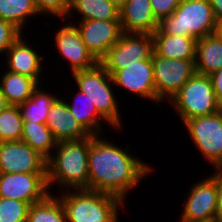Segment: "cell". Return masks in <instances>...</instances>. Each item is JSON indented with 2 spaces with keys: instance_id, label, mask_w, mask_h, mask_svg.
<instances>
[{
  "instance_id": "cell-1",
  "label": "cell",
  "mask_w": 222,
  "mask_h": 222,
  "mask_svg": "<svg viewBox=\"0 0 222 222\" xmlns=\"http://www.w3.org/2000/svg\"><path fill=\"white\" fill-rule=\"evenodd\" d=\"M110 141L91 135L88 190L108 193L124 202L128 192L149 176L153 167L133 157L129 146L123 149Z\"/></svg>"
},
{
  "instance_id": "cell-2",
  "label": "cell",
  "mask_w": 222,
  "mask_h": 222,
  "mask_svg": "<svg viewBox=\"0 0 222 222\" xmlns=\"http://www.w3.org/2000/svg\"><path fill=\"white\" fill-rule=\"evenodd\" d=\"M90 144L91 136L83 140L57 143L55 153L53 152L46 161L49 190H51L50 186L52 184L56 185V183V186H62V191L88 190V154Z\"/></svg>"
},
{
  "instance_id": "cell-3",
  "label": "cell",
  "mask_w": 222,
  "mask_h": 222,
  "mask_svg": "<svg viewBox=\"0 0 222 222\" xmlns=\"http://www.w3.org/2000/svg\"><path fill=\"white\" fill-rule=\"evenodd\" d=\"M57 196L67 222H120L118 209L124 208L125 203L117 196L87 189L67 190Z\"/></svg>"
},
{
  "instance_id": "cell-4",
  "label": "cell",
  "mask_w": 222,
  "mask_h": 222,
  "mask_svg": "<svg viewBox=\"0 0 222 222\" xmlns=\"http://www.w3.org/2000/svg\"><path fill=\"white\" fill-rule=\"evenodd\" d=\"M216 23L210 0H183L171 15L159 22L158 30L198 40L214 34Z\"/></svg>"
},
{
  "instance_id": "cell-5",
  "label": "cell",
  "mask_w": 222,
  "mask_h": 222,
  "mask_svg": "<svg viewBox=\"0 0 222 222\" xmlns=\"http://www.w3.org/2000/svg\"><path fill=\"white\" fill-rule=\"evenodd\" d=\"M77 87L84 92L96 106L98 113L113 129L120 130L121 123L118 101L114 96L111 75L98 62L93 68L72 73ZM112 84V85H111ZM112 86V88H111Z\"/></svg>"
},
{
  "instance_id": "cell-6",
  "label": "cell",
  "mask_w": 222,
  "mask_h": 222,
  "mask_svg": "<svg viewBox=\"0 0 222 222\" xmlns=\"http://www.w3.org/2000/svg\"><path fill=\"white\" fill-rule=\"evenodd\" d=\"M177 115L185 123L187 120L215 114L222 110L218 102L210 75L195 73L171 98Z\"/></svg>"
},
{
  "instance_id": "cell-7",
  "label": "cell",
  "mask_w": 222,
  "mask_h": 222,
  "mask_svg": "<svg viewBox=\"0 0 222 222\" xmlns=\"http://www.w3.org/2000/svg\"><path fill=\"white\" fill-rule=\"evenodd\" d=\"M195 147L215 170H222V110L184 123Z\"/></svg>"
},
{
  "instance_id": "cell-8",
  "label": "cell",
  "mask_w": 222,
  "mask_h": 222,
  "mask_svg": "<svg viewBox=\"0 0 222 222\" xmlns=\"http://www.w3.org/2000/svg\"><path fill=\"white\" fill-rule=\"evenodd\" d=\"M153 52L152 34L123 33L99 63L111 75L117 70L126 68V65L152 60Z\"/></svg>"
},
{
  "instance_id": "cell-9",
  "label": "cell",
  "mask_w": 222,
  "mask_h": 222,
  "mask_svg": "<svg viewBox=\"0 0 222 222\" xmlns=\"http://www.w3.org/2000/svg\"><path fill=\"white\" fill-rule=\"evenodd\" d=\"M156 103L171 98L196 73L195 60L168 59L152 54Z\"/></svg>"
},
{
  "instance_id": "cell-10",
  "label": "cell",
  "mask_w": 222,
  "mask_h": 222,
  "mask_svg": "<svg viewBox=\"0 0 222 222\" xmlns=\"http://www.w3.org/2000/svg\"><path fill=\"white\" fill-rule=\"evenodd\" d=\"M49 192L46 173H0V197L33 205Z\"/></svg>"
},
{
  "instance_id": "cell-11",
  "label": "cell",
  "mask_w": 222,
  "mask_h": 222,
  "mask_svg": "<svg viewBox=\"0 0 222 222\" xmlns=\"http://www.w3.org/2000/svg\"><path fill=\"white\" fill-rule=\"evenodd\" d=\"M181 213V222H209L215 219L217 178L212 174L190 187Z\"/></svg>"
},
{
  "instance_id": "cell-12",
  "label": "cell",
  "mask_w": 222,
  "mask_h": 222,
  "mask_svg": "<svg viewBox=\"0 0 222 222\" xmlns=\"http://www.w3.org/2000/svg\"><path fill=\"white\" fill-rule=\"evenodd\" d=\"M74 25L87 50L98 62L123 34L120 20H82L78 26Z\"/></svg>"
},
{
  "instance_id": "cell-13",
  "label": "cell",
  "mask_w": 222,
  "mask_h": 222,
  "mask_svg": "<svg viewBox=\"0 0 222 222\" xmlns=\"http://www.w3.org/2000/svg\"><path fill=\"white\" fill-rule=\"evenodd\" d=\"M46 161L23 141L0 142V173H46Z\"/></svg>"
},
{
  "instance_id": "cell-14",
  "label": "cell",
  "mask_w": 222,
  "mask_h": 222,
  "mask_svg": "<svg viewBox=\"0 0 222 222\" xmlns=\"http://www.w3.org/2000/svg\"><path fill=\"white\" fill-rule=\"evenodd\" d=\"M55 33V45L63 59H67L71 72L93 68L98 61L87 50L80 32L74 24L63 25Z\"/></svg>"
},
{
  "instance_id": "cell-15",
  "label": "cell",
  "mask_w": 222,
  "mask_h": 222,
  "mask_svg": "<svg viewBox=\"0 0 222 222\" xmlns=\"http://www.w3.org/2000/svg\"><path fill=\"white\" fill-rule=\"evenodd\" d=\"M111 78L114 86L156 102L152 60L126 65V68L113 72Z\"/></svg>"
},
{
  "instance_id": "cell-16",
  "label": "cell",
  "mask_w": 222,
  "mask_h": 222,
  "mask_svg": "<svg viewBox=\"0 0 222 222\" xmlns=\"http://www.w3.org/2000/svg\"><path fill=\"white\" fill-rule=\"evenodd\" d=\"M46 125L57 142L83 140L91 134L71 114L67 103L57 98L50 107Z\"/></svg>"
},
{
  "instance_id": "cell-17",
  "label": "cell",
  "mask_w": 222,
  "mask_h": 222,
  "mask_svg": "<svg viewBox=\"0 0 222 222\" xmlns=\"http://www.w3.org/2000/svg\"><path fill=\"white\" fill-rule=\"evenodd\" d=\"M119 19L123 33L153 34L159 26L150 0H127L119 8Z\"/></svg>"
},
{
  "instance_id": "cell-18",
  "label": "cell",
  "mask_w": 222,
  "mask_h": 222,
  "mask_svg": "<svg viewBox=\"0 0 222 222\" xmlns=\"http://www.w3.org/2000/svg\"><path fill=\"white\" fill-rule=\"evenodd\" d=\"M29 42L21 35L6 51L7 71L28 76L35 79L38 83L43 78L42 60L43 57L28 45Z\"/></svg>"
},
{
  "instance_id": "cell-19",
  "label": "cell",
  "mask_w": 222,
  "mask_h": 222,
  "mask_svg": "<svg viewBox=\"0 0 222 222\" xmlns=\"http://www.w3.org/2000/svg\"><path fill=\"white\" fill-rule=\"evenodd\" d=\"M153 35L154 53L162 58L195 60L196 42L193 37L161 33L158 29Z\"/></svg>"
},
{
  "instance_id": "cell-20",
  "label": "cell",
  "mask_w": 222,
  "mask_h": 222,
  "mask_svg": "<svg viewBox=\"0 0 222 222\" xmlns=\"http://www.w3.org/2000/svg\"><path fill=\"white\" fill-rule=\"evenodd\" d=\"M222 68V41L214 34L197 40L195 51V71L211 75Z\"/></svg>"
},
{
  "instance_id": "cell-21",
  "label": "cell",
  "mask_w": 222,
  "mask_h": 222,
  "mask_svg": "<svg viewBox=\"0 0 222 222\" xmlns=\"http://www.w3.org/2000/svg\"><path fill=\"white\" fill-rule=\"evenodd\" d=\"M0 78L2 93L9 105L25 103L33 92L41 85L35 79L28 76L5 71Z\"/></svg>"
},
{
  "instance_id": "cell-22",
  "label": "cell",
  "mask_w": 222,
  "mask_h": 222,
  "mask_svg": "<svg viewBox=\"0 0 222 222\" xmlns=\"http://www.w3.org/2000/svg\"><path fill=\"white\" fill-rule=\"evenodd\" d=\"M82 17L81 20H120L119 8L109 0H69V11L66 16L69 20L75 11ZM73 12V13H72Z\"/></svg>"
},
{
  "instance_id": "cell-23",
  "label": "cell",
  "mask_w": 222,
  "mask_h": 222,
  "mask_svg": "<svg viewBox=\"0 0 222 222\" xmlns=\"http://www.w3.org/2000/svg\"><path fill=\"white\" fill-rule=\"evenodd\" d=\"M76 94L73 104L65 101L71 114L91 135H101V124L103 122L107 124V121L98 113L96 106L84 92L79 90V93Z\"/></svg>"
},
{
  "instance_id": "cell-24",
  "label": "cell",
  "mask_w": 222,
  "mask_h": 222,
  "mask_svg": "<svg viewBox=\"0 0 222 222\" xmlns=\"http://www.w3.org/2000/svg\"><path fill=\"white\" fill-rule=\"evenodd\" d=\"M21 141L28 144L46 160L52 155L58 143L46 124L29 121H23Z\"/></svg>"
},
{
  "instance_id": "cell-25",
  "label": "cell",
  "mask_w": 222,
  "mask_h": 222,
  "mask_svg": "<svg viewBox=\"0 0 222 222\" xmlns=\"http://www.w3.org/2000/svg\"><path fill=\"white\" fill-rule=\"evenodd\" d=\"M56 99L57 95H50V93L44 92L43 89L38 87L31 98L18 105L23 121L46 124L50 107Z\"/></svg>"
},
{
  "instance_id": "cell-26",
  "label": "cell",
  "mask_w": 222,
  "mask_h": 222,
  "mask_svg": "<svg viewBox=\"0 0 222 222\" xmlns=\"http://www.w3.org/2000/svg\"><path fill=\"white\" fill-rule=\"evenodd\" d=\"M50 193L45 199L30 205L27 222H67V216L59 197Z\"/></svg>"
},
{
  "instance_id": "cell-27",
  "label": "cell",
  "mask_w": 222,
  "mask_h": 222,
  "mask_svg": "<svg viewBox=\"0 0 222 222\" xmlns=\"http://www.w3.org/2000/svg\"><path fill=\"white\" fill-rule=\"evenodd\" d=\"M39 15L34 0H0V18L23 31L30 16Z\"/></svg>"
},
{
  "instance_id": "cell-28",
  "label": "cell",
  "mask_w": 222,
  "mask_h": 222,
  "mask_svg": "<svg viewBox=\"0 0 222 222\" xmlns=\"http://www.w3.org/2000/svg\"><path fill=\"white\" fill-rule=\"evenodd\" d=\"M23 118L16 105H8L0 112V142L21 141Z\"/></svg>"
},
{
  "instance_id": "cell-29",
  "label": "cell",
  "mask_w": 222,
  "mask_h": 222,
  "mask_svg": "<svg viewBox=\"0 0 222 222\" xmlns=\"http://www.w3.org/2000/svg\"><path fill=\"white\" fill-rule=\"evenodd\" d=\"M30 204L0 197V222H27Z\"/></svg>"
},
{
  "instance_id": "cell-30",
  "label": "cell",
  "mask_w": 222,
  "mask_h": 222,
  "mask_svg": "<svg viewBox=\"0 0 222 222\" xmlns=\"http://www.w3.org/2000/svg\"><path fill=\"white\" fill-rule=\"evenodd\" d=\"M39 14L60 17L65 20L69 11V0H34Z\"/></svg>"
},
{
  "instance_id": "cell-31",
  "label": "cell",
  "mask_w": 222,
  "mask_h": 222,
  "mask_svg": "<svg viewBox=\"0 0 222 222\" xmlns=\"http://www.w3.org/2000/svg\"><path fill=\"white\" fill-rule=\"evenodd\" d=\"M22 33L14 24L0 18V54H6V51Z\"/></svg>"
},
{
  "instance_id": "cell-32",
  "label": "cell",
  "mask_w": 222,
  "mask_h": 222,
  "mask_svg": "<svg viewBox=\"0 0 222 222\" xmlns=\"http://www.w3.org/2000/svg\"><path fill=\"white\" fill-rule=\"evenodd\" d=\"M183 0H150L153 15L158 22L171 15Z\"/></svg>"
},
{
  "instance_id": "cell-33",
  "label": "cell",
  "mask_w": 222,
  "mask_h": 222,
  "mask_svg": "<svg viewBox=\"0 0 222 222\" xmlns=\"http://www.w3.org/2000/svg\"><path fill=\"white\" fill-rule=\"evenodd\" d=\"M213 175L217 178V205L215 218H222V170L214 171Z\"/></svg>"
},
{
  "instance_id": "cell-34",
  "label": "cell",
  "mask_w": 222,
  "mask_h": 222,
  "mask_svg": "<svg viewBox=\"0 0 222 222\" xmlns=\"http://www.w3.org/2000/svg\"><path fill=\"white\" fill-rule=\"evenodd\" d=\"M215 96L222 105V68L210 75Z\"/></svg>"
},
{
  "instance_id": "cell-35",
  "label": "cell",
  "mask_w": 222,
  "mask_h": 222,
  "mask_svg": "<svg viewBox=\"0 0 222 222\" xmlns=\"http://www.w3.org/2000/svg\"><path fill=\"white\" fill-rule=\"evenodd\" d=\"M213 13L217 20H222V0H210Z\"/></svg>"
},
{
  "instance_id": "cell-36",
  "label": "cell",
  "mask_w": 222,
  "mask_h": 222,
  "mask_svg": "<svg viewBox=\"0 0 222 222\" xmlns=\"http://www.w3.org/2000/svg\"><path fill=\"white\" fill-rule=\"evenodd\" d=\"M214 35L222 41V20H217V23L215 25V31Z\"/></svg>"
},
{
  "instance_id": "cell-37",
  "label": "cell",
  "mask_w": 222,
  "mask_h": 222,
  "mask_svg": "<svg viewBox=\"0 0 222 222\" xmlns=\"http://www.w3.org/2000/svg\"><path fill=\"white\" fill-rule=\"evenodd\" d=\"M8 105L9 104L6 101V98L4 97L0 86V112L3 111Z\"/></svg>"
},
{
  "instance_id": "cell-38",
  "label": "cell",
  "mask_w": 222,
  "mask_h": 222,
  "mask_svg": "<svg viewBox=\"0 0 222 222\" xmlns=\"http://www.w3.org/2000/svg\"><path fill=\"white\" fill-rule=\"evenodd\" d=\"M113 3L116 7L121 8L127 0H109Z\"/></svg>"
},
{
  "instance_id": "cell-39",
  "label": "cell",
  "mask_w": 222,
  "mask_h": 222,
  "mask_svg": "<svg viewBox=\"0 0 222 222\" xmlns=\"http://www.w3.org/2000/svg\"><path fill=\"white\" fill-rule=\"evenodd\" d=\"M213 222H222V218H215Z\"/></svg>"
}]
</instances>
